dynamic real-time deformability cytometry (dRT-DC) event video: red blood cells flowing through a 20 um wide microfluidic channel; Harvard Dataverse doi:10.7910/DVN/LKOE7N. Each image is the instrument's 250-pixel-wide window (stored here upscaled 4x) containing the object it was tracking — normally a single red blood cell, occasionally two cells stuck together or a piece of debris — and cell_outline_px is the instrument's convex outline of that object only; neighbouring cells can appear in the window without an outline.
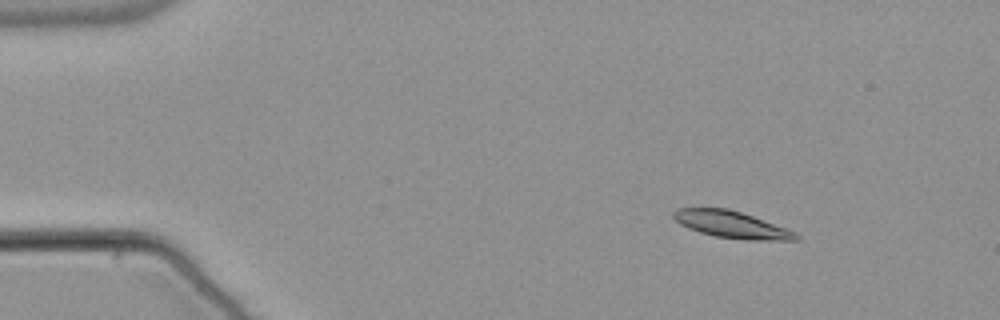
{"species": "common noctule bat (a hibernating species)", "species_latin": "Nyctalus noctula", "temperature_condition": "warm", "stored_images_in_passage": 48, "camera_frame_rate_fps": 3000, "um_per_image_px": 0.085, "animal": {"sex": "male", "body_mass_g": 21.5, "forearm_length_mm": 52.0}, "frame": {"image": 1, "passage_image": 1, "time_ms": 0.0, "image_size_px": [1000, 320], "cell_outline_px": [[800, 240], [744, 240], [716, 236], [700, 232], [688, 228], [680, 224], [672, 216], [672, 212], [676, 208], [728, 208], [752, 216], [796, 232], [800, 236]], "centroid_in_image_um": [62.17, 19.09], "position_along_channel_um": 22.8, "area_um2": 19.07}}
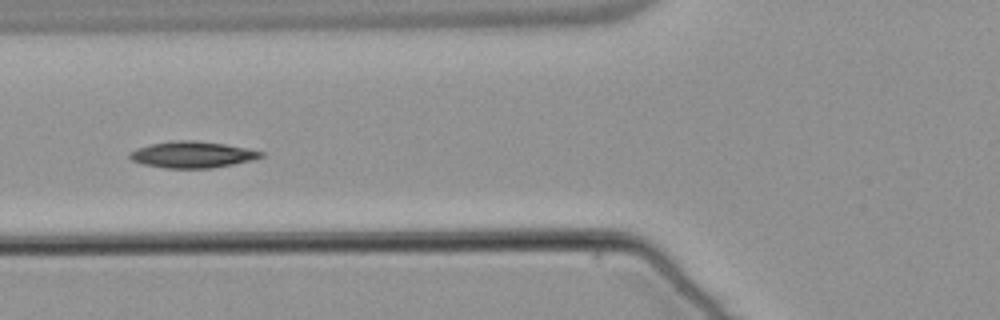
{"frame": {"image": 2, "passage_image": 15, "time_ms": 4.667, "image_size_px": [1000, 320], "cell_outline_px": [[264, 156], [252, 160], [212, 168], [164, 168], [144, 164], [132, 160], [128, 156], [128, 152], [136, 148], [152, 144], [172, 140], [196, 140], [224, 144], [264, 152]], "centroid_in_image_um": [16.31, 13.14], "position_along_channel_um": 109.5, "area_um2": 20.11}}
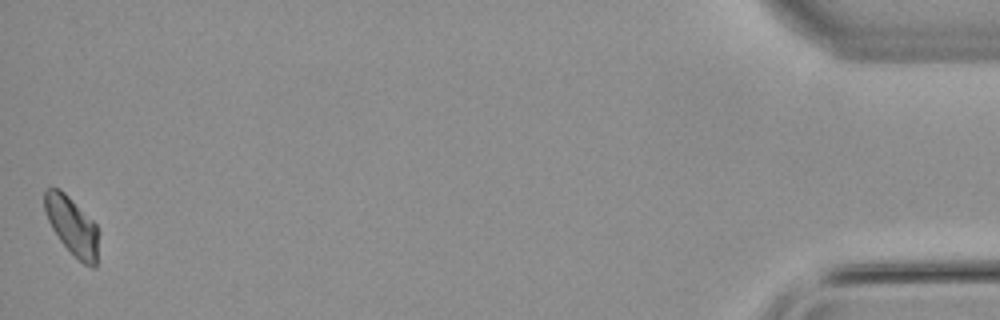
{"frame": {"image": 3, "passage_image": 48, "time_ms": 15.667, "image_size_px": [1000, 320], "cell_outline_px": [[96, 268], [92, 268], [84, 264], [60, 240], [52, 228], [48, 220], [44, 208], [44, 192], [48, 188], [60, 188], [96, 224]], "centroid_in_image_um": [6.08, 19.17], "position_along_channel_um": 429.1, "area_um2": 17.63}, "authors_computed_cell_mechanics": {"area_um2": 19.363, "velocity_mm_per_s": 3.7669, "shape_relaxation_time_tau1_ms": 4.4286, "shape_relaxation_time_tau2_ms": null, "deformation_change_tau1": 0.1198, "deformation_change_tau2": null}}